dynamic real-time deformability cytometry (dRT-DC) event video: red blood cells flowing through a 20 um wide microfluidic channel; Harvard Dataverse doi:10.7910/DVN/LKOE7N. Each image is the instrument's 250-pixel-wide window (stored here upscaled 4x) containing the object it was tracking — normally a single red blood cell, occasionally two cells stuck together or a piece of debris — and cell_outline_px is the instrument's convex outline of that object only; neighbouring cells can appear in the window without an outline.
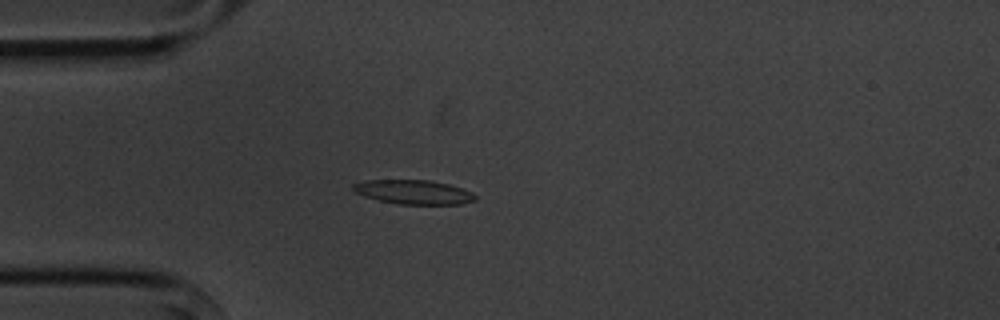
{"species": "common noctule bat (a hibernating species)", "species_latin": "Nyctalus noctula", "temperature_condition": "cold", "stored_images_in_passage": 6, "camera_frame_rate_fps": 3000, "um_per_image_px": 0.085, "animal": {"sex": "male", "body_mass_g": 20.1, "forearm_length_mm": 53.5}, "frame": {"image": 1, "passage_image": 5, "time_ms": 4.667, "image_size_px": [1000, 320], "cell_outline_px": [[476, 200], [460, 204], [396, 204], [364, 196], [356, 192], [352, 188], [352, 184], [364, 180], [428, 180], [448, 184], [472, 192], [476, 196]], "centroid_in_image_um": [35.14, 16.32], "position_along_channel_um": 49.9, "area_um2": 17.11}}